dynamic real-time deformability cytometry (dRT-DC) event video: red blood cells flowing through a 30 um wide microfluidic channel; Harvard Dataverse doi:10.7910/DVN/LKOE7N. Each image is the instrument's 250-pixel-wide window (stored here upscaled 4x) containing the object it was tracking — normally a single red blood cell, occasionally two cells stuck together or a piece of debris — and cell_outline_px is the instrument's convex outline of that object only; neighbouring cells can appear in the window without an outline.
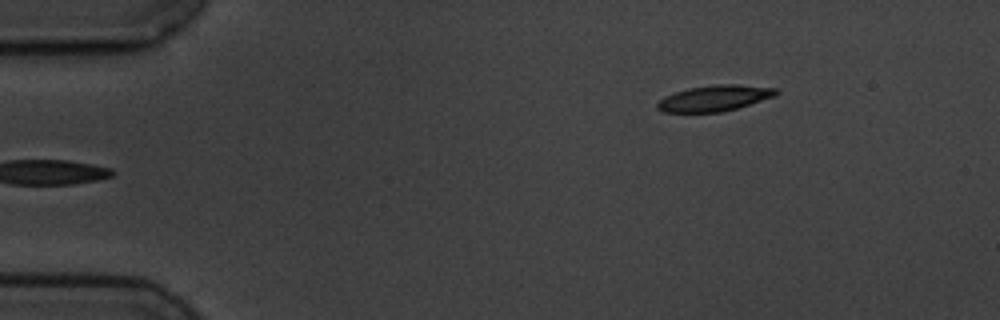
{"species": "common noctule bat (a hibernating species)", "species_latin": "Nyctalus noctula", "temperature_condition": "cold", "stored_images_in_passage": 4, "camera_frame_rate_fps": 3000, "um_per_image_px": 0.085, "animal": {"sex": "male", "body_mass_g": 19.5, "forearm_length_mm": 54.6}, "frame": {"image": 1, "passage_image": 4, "time_ms": 5.0, "image_size_px": [1000, 320], "cell_outline_px": [[780, 92], [776, 96], [736, 108], [720, 112], [664, 112], [656, 108], [656, 104], [664, 96], [688, 88], [716, 84], [736, 84], [776, 88]], "centroid_in_image_um": [60.74, 8.34], "position_along_channel_um": 24.3, "area_um2": 17.86}}